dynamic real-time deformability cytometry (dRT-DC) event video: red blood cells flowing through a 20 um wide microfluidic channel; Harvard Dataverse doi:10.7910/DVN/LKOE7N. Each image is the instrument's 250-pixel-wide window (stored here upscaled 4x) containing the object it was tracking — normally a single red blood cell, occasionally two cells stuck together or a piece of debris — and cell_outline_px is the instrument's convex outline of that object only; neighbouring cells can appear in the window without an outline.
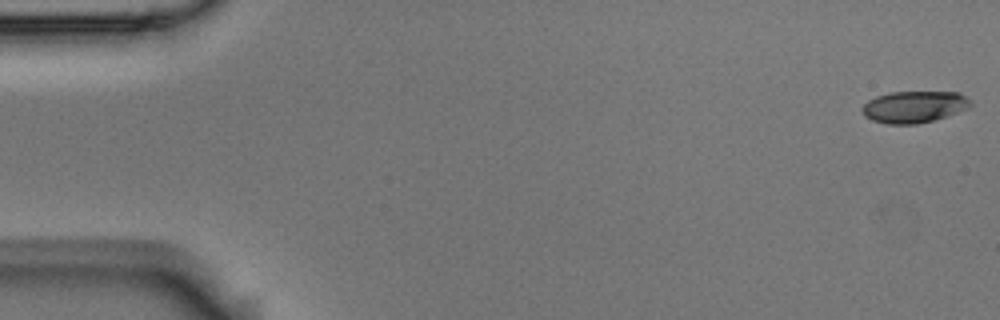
{"species": "Egyptian fruit bat (a non-hibernating species)", "species_latin": "Rousettus aegyptiacus", "temperature_condition": "room temperature", "stored_images_in_passage": 56, "camera_frame_rate_fps": 3000, "um_per_image_px": 0.085, "animal": {"sex": "male"}, "frame": {"image": 1, "passage_image": 1, "time_ms": 0.0, "image_size_px": [1000, 320], "cell_outline_px": [[972, 104], [968, 108], [948, 116], [916, 124], [888, 124], [872, 120], [864, 116], [860, 108], [868, 100], [876, 96], [892, 92], [960, 92], [972, 100]], "centroid_in_image_um": [77.71, 9.08], "position_along_channel_um": 7.3, "area_um2": 20.17}}
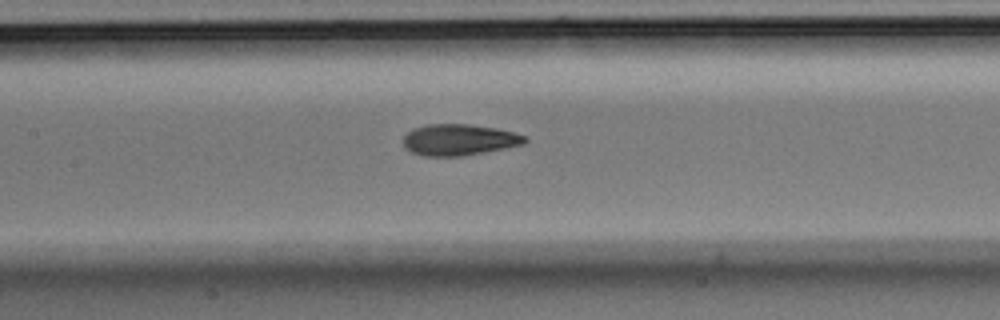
{"frame": {"image": 2, "passage_image": 26, "time_ms": 8.333, "image_size_px": [1000, 320], "cell_outline_px": [[528, 140], [524, 144], [484, 152], [460, 156], [424, 156], [412, 152], [404, 148], [404, 136], [412, 128], [428, 124], [468, 124], [496, 128], [528, 136]], "centroid_in_image_um": [39.02, 11.88], "position_along_channel_um": 168.4, "area_um2": 22.14}}
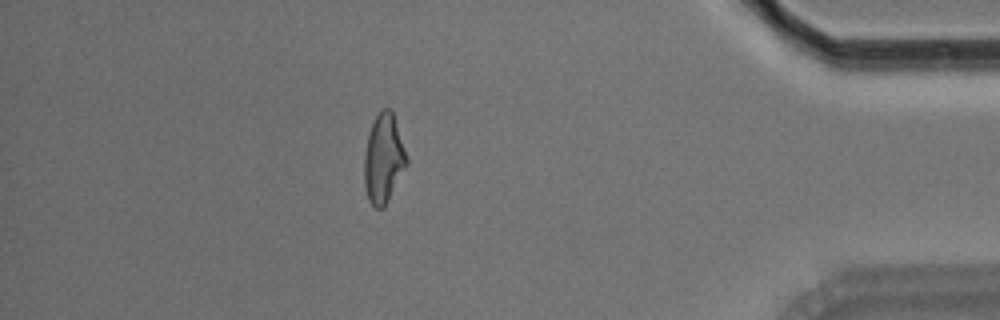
{"frame": {"image": 3, "passage_image": 49, "time_ms": 16.0, "image_size_px": [1000, 320], "cell_outline_px": [[408, 164], [384, 208], [376, 208], [368, 200], [364, 184], [364, 156], [368, 132], [380, 108], [392, 108], [408, 160]], "centroid_in_image_um": [32.6, 13.47], "position_along_channel_um": 402.6, "area_um2": 22.2}, "authors_computed_cell_mechanics": {"area_um2": 21.7328, "velocity_mm_per_s": 3.6095, "shape_relaxation_time_tau1_ms": 8.5181, "shape_relaxation_time_tau2_ms": 1.9583, "deformation_change_tau1": 0.2137, "deformation_change_tau2": 0.0845}}